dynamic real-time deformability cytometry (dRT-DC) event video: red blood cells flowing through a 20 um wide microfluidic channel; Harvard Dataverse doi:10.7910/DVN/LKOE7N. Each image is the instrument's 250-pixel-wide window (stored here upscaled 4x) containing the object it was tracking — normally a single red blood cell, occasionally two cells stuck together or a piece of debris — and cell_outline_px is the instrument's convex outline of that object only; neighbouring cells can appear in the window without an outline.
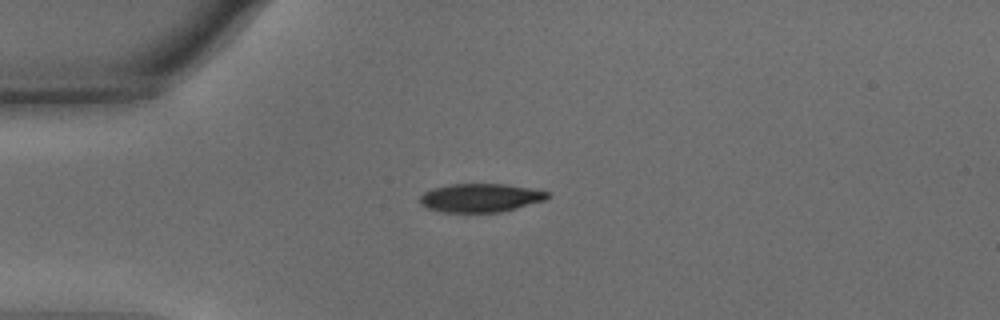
{"species": "common noctule bat (a hibernating species)", "species_latin": "Nyctalus noctula", "temperature_condition": "warm", "stored_images_in_passage": 41, "camera_frame_rate_fps": 3000, "um_per_image_px": 0.085, "animal": {"sex": "male", "body_mass_g": 15.6}, "frame": {"image": 1, "passage_image": 1, "time_ms": 0.0, "image_size_px": [1000, 320], "cell_outline_px": [[548, 196], [544, 200], [516, 208], [500, 212], [440, 212], [428, 208], [420, 204], [420, 196], [424, 192], [432, 188], [452, 184], [504, 184], [528, 188], [548, 192]], "centroid_in_image_um": [40.78, 16.82], "position_along_channel_um": 44.2, "area_um2": 20.98}}
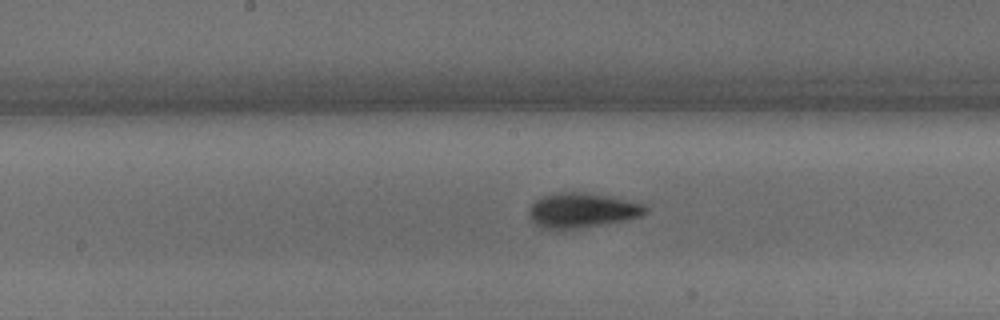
{"frame": {"image": 2, "passage_image": 15, "time_ms": 4.667, "image_size_px": [1000, 320], "cell_outline_px": [[648, 212], [640, 216], [628, 220], [560, 232], [548, 232], [536, 224], [528, 216], [528, 208], [536, 200], [544, 196], [556, 192], [584, 192], [608, 196], [644, 204], [648, 208]], "centroid_in_image_um": [49.42, 17.93], "position_along_channel_um": 198.8, "area_um2": 24.39}}
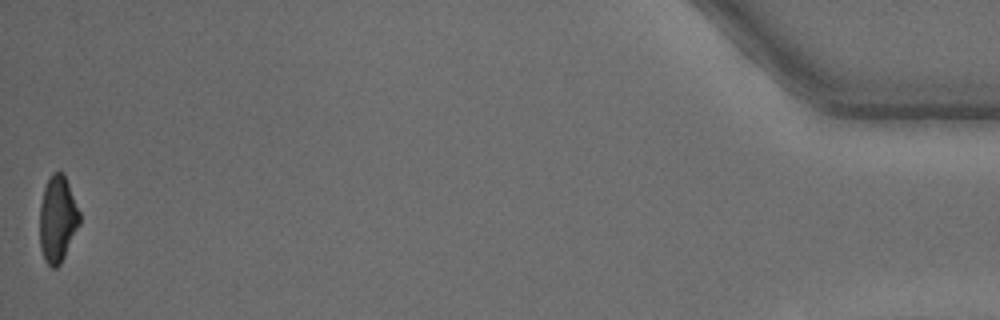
{"frame": {"image": 3, "passage_image": 41, "time_ms": 13.333, "image_size_px": [1000, 320], "cell_outline_px": [[80, 224], [60, 264], [56, 268], [52, 268], [44, 260], [40, 248], [40, 204], [44, 188], [52, 172], [64, 172], [80, 212]], "centroid_in_image_um": [4.89, 18.61], "position_along_channel_um": 430.3, "area_um2": 20.11}, "authors_computed_cell_mechanics": {"area_um2": 22.3108, "velocity_mm_per_s": 3.7518, "shape_relaxation_time_tau1_ms": 2.2937, "shape_relaxation_time_tau2_ms": 2.4817, "deformation_change_tau1": 0.14, "deformation_change_tau2": 0.0654}}